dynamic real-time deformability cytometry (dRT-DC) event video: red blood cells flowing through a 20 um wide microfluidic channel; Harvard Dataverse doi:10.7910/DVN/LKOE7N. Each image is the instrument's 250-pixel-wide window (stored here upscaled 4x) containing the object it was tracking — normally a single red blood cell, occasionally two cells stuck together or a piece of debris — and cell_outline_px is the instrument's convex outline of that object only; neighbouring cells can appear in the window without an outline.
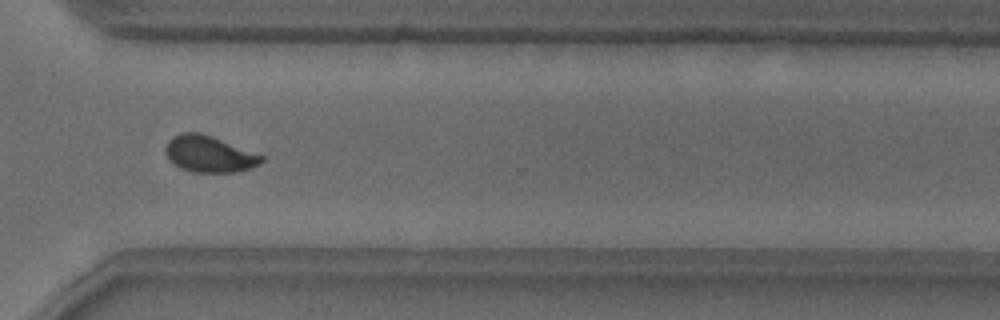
{"species": "common noctule bat (a hibernating species)", "species_latin": "Nyctalus noctula", "temperature_condition": "warm", "stored_images_in_passage": 51, "camera_frame_rate_fps": 3000, "um_per_image_px": 0.085, "animal": {"sex": "male", "body_mass_g": 18.8}, "frame": {"image": 1, "passage_image": 37, "time_ms": 12.0, "image_size_px": [1000, 320], "cell_outline_px": [[264, 160], [260, 164], [252, 168], [236, 172], [192, 172], [180, 168], [172, 164], [164, 152], [164, 148], [168, 140], [172, 136], [184, 132], [200, 132], [212, 136], [264, 156]], "centroid_in_image_um": [17.75, 13.1], "position_along_channel_um": 352.9, "area_um2": 20.58}}
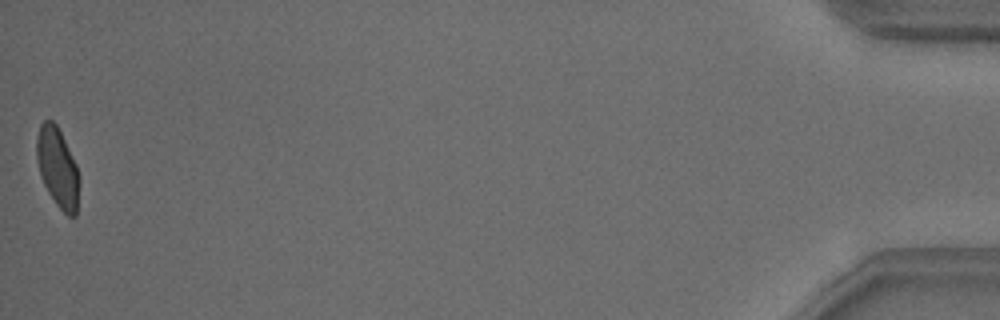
{"frame": {"image": 2, "passage_image": 51, "time_ms": 16.667, "image_size_px": [1000, 320], "cell_outline_px": [[80, 180], [76, 216], [68, 216], [56, 204], [48, 192], [40, 176], [36, 160], [36, 136], [40, 124], [44, 120], [52, 120], [56, 124], [76, 164]], "centroid_in_image_um": [4.88, 14.25], "position_along_channel_um": 430.3, "area_um2": 19.83}, "authors_computed_cell_mechanics": {"area_um2": 20.7502, "velocity_mm_per_s": 3.8154, "shape_relaxation_time_tau1_ms": 3.1624, "shape_relaxation_time_tau2_ms": null, "deformation_change_tau1": 0.1209, "deformation_change_tau2": null}}